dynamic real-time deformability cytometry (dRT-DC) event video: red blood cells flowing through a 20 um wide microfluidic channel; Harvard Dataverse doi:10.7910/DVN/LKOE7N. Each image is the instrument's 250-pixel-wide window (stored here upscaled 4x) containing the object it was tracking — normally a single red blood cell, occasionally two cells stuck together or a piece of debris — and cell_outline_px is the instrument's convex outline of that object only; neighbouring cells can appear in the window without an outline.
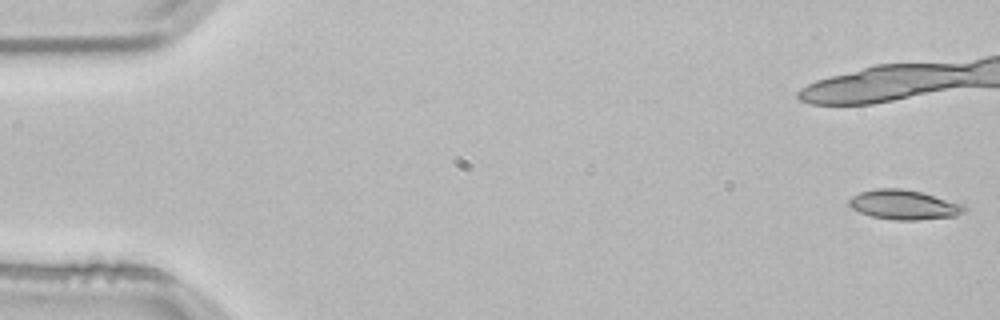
{"species": "common noctule bat (a hibernating species)", "species_latin": "Nyctalus noctula", "temperature_condition": "room temperature", "stored_images_in_passage": 15, "camera_frame_rate_fps": 3000, "um_per_image_px": 0.085, "animal": {"sex": "male", "body_mass_g": 21.5, "forearm_length_mm": 52.0}, "frame": {"image": 1, "passage_image": 1, "time_ms": 0.0, "image_size_px": [1000, 320], "cell_outline_px": [[968, 208], [964, 212], [956, 216], [920, 220], [896, 220], [872, 216], [860, 212], [852, 208], [848, 204], [848, 200], [852, 196], [860, 192], [876, 188], [900, 188], [920, 192], [964, 204]], "centroid_in_image_um": [76.85, 17.4], "position_along_channel_um": 8.1, "area_um2": 19.88}}